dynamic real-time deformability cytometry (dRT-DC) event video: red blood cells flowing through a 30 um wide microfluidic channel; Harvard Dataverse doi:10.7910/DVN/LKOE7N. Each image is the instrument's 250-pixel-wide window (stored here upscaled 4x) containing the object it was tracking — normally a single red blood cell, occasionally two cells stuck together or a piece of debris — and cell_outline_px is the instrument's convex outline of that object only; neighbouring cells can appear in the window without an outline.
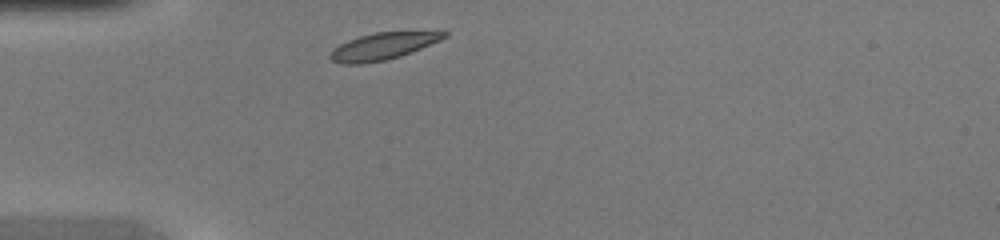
{"species": "common noctule bat (a hibernating species)", "species_latin": "Nyctalus noctula", "temperature_condition": "warm", "stored_images_in_passage": 28, "camera_frame_rate_fps": 3000, "um_per_image_px": 0.085, "animal": {"sex": "female", "body_mass_g": 20.0, "forearm_length_mm": 54.0}, "frame": {"image": 1, "passage_image": 1, "time_ms": 0.0, "image_size_px": [1000, 240], "cell_outline_px": [[448, 36], [440, 40], [412, 52], [400, 56], [384, 60], [364, 64], [340, 64], [332, 60], [328, 56], [332, 48], [348, 40], [360, 36], [376, 32], [448, 32]], "centroid_in_image_um": [32.48, 3.94], "position_along_channel_um": 52.5, "area_um2": 17.74}}
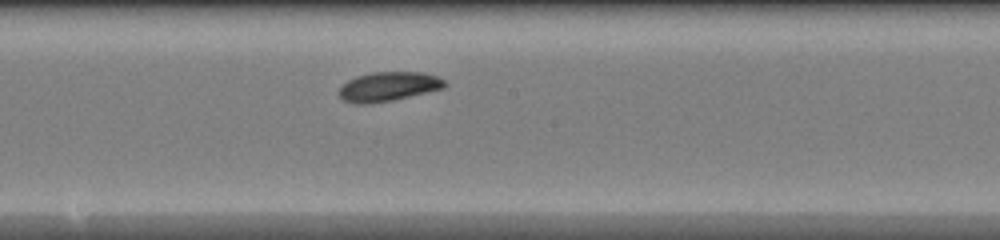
{"frame": {"image": 2, "passage_image": 13, "time_ms": 4.0, "image_size_px": [1000, 240], "cell_outline_px": [[448, 84], [444, 88], [428, 92], [392, 100], [368, 104], [352, 104], [344, 100], [336, 92], [348, 80], [356, 76], [372, 72], [424, 72], [436, 76], [444, 80]], "centroid_in_image_um": [33.0, 7.36], "position_along_channel_um": 215.2, "area_um2": 18.15}}
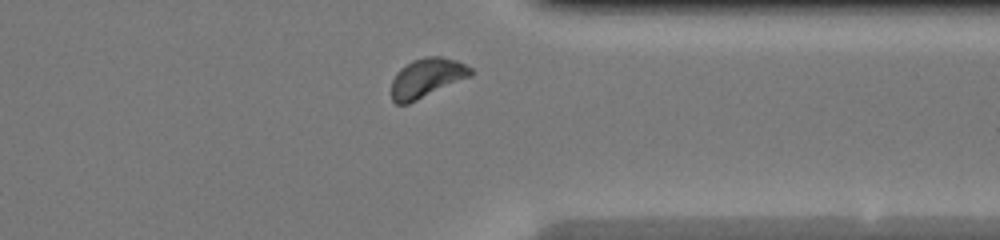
{"frame": {"image": 3, "passage_image": 24, "time_ms": 7.667, "image_size_px": [1000, 240], "cell_outline_px": [[472, 76], [408, 104], [396, 104], [392, 100], [392, 80], [396, 72], [400, 68], [412, 60], [424, 56], [440, 56], [456, 60], [472, 68]], "centroid_in_image_um": [36.27, 6.61], "position_along_channel_um": 375.1, "area_um2": 18.21}}